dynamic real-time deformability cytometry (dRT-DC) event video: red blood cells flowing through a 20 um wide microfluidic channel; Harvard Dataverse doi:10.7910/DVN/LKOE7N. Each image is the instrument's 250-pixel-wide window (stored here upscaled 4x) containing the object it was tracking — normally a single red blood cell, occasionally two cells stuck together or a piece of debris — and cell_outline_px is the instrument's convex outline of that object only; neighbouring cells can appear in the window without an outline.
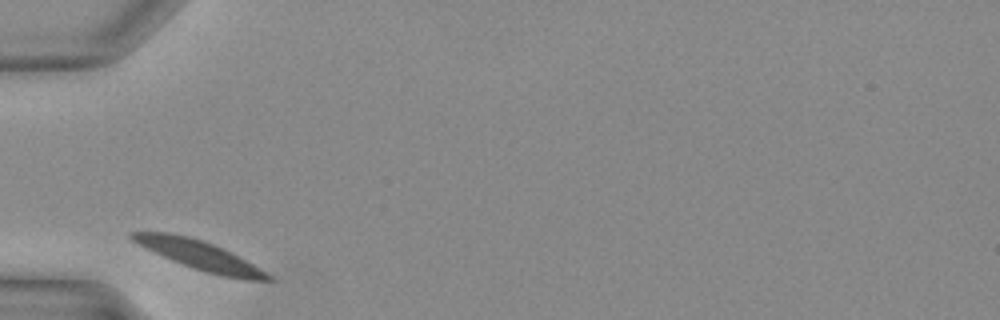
{"species": "Egyptian fruit bat (a non-hibernating species)", "species_latin": "Rousettus aegyptiacus", "temperature_condition": "warm", "stored_images_in_passage": 25, "camera_frame_rate_fps": 3000, "um_per_image_px": 0.085, "animal": {"sex": "female"}, "frame": {"image": 1, "passage_image": 1, "time_ms": 0.0, "image_size_px": [1000, 320], "cell_outline_px": [[276, 280], [244, 280], [220, 276], [204, 272], [192, 268], [172, 260], [132, 240], [128, 236], [128, 232], [172, 232], [204, 240], [232, 252], [260, 268], [272, 276]], "centroid_in_image_um": [17.02, 21.7], "position_along_channel_um": 68.0, "area_um2": 23.0}}
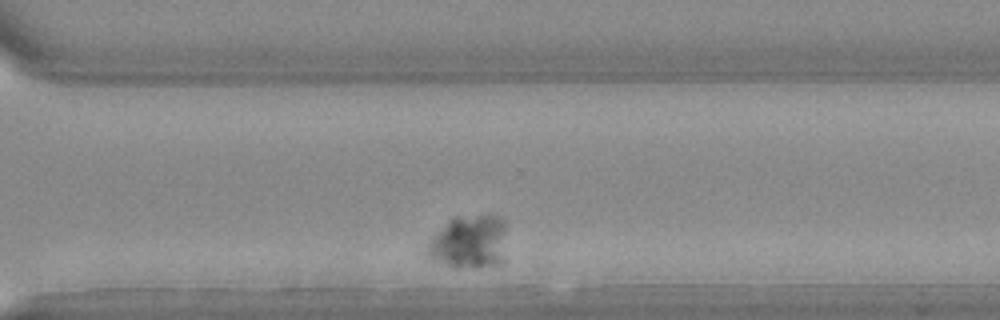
{"frame": {"image": 2, "passage_image": 22, "time_ms": 7.0, "image_size_px": [1000, 320], "cell_outline_px": [[508, 224], [504, 264], [476, 268], [452, 268], [432, 260], [428, 256], [428, 240], [452, 216], [500, 216]], "centroid_in_image_um": [39.94, 20.59], "position_along_channel_um": 330.7, "area_um2": 25.78}}